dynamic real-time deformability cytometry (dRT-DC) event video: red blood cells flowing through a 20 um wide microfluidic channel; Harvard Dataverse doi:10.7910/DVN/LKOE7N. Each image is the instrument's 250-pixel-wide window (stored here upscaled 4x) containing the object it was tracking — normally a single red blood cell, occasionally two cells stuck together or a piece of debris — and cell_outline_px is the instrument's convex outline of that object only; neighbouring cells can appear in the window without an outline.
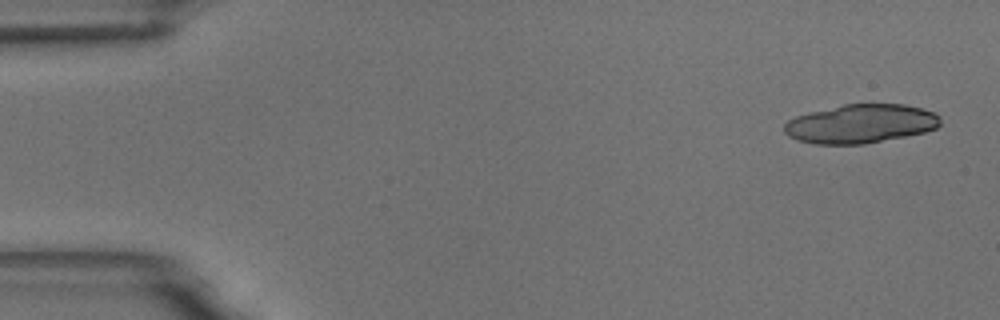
{"species": "common noctule bat (a hibernating species)", "species_latin": "Nyctalus noctula", "temperature_condition": "room temperature", "stored_images_in_passage": 27, "camera_frame_rate_fps": 3000, "um_per_image_px": 0.085, "animal": {"sex": "male", "body_mass_g": 18.8}, "frame": {"image": 1, "passage_image": 3, "time_ms": 0.667, "image_size_px": [1000, 320], "cell_outline_px": [[940, 124], [936, 128], [924, 132], [864, 144], [816, 144], [796, 140], [788, 136], [784, 132], [784, 124], [788, 120], [796, 116], [808, 112], [844, 104], [904, 104], [936, 112], [940, 116]], "centroid_in_image_um": [73.13, 10.51], "position_along_channel_um": 11.9, "area_um2": 35.37}}